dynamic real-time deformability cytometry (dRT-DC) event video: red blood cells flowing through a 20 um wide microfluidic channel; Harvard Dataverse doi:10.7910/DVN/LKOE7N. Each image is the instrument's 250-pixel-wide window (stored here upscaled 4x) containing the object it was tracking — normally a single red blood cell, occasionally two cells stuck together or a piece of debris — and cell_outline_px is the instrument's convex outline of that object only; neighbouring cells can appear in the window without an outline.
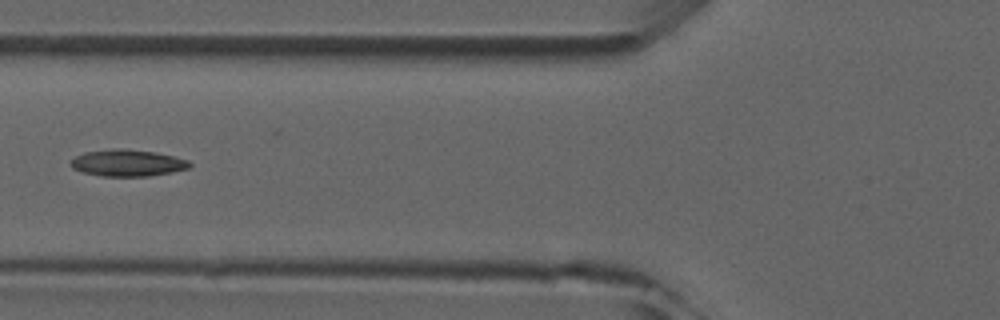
{"species": "common noctule bat (a hibernating species)", "species_latin": "Nyctalus noctula", "temperature_condition": "room temperature", "stored_images_in_passage": 6, "camera_frame_rate_fps": 3000, "um_per_image_px": 0.085, "animal": {"sex": "male", "forearm_length_mm": 52.5}, "frame": {"image": 1, "passage_image": 5, "time_ms": 4.667, "image_size_px": [1000, 320], "cell_outline_px": [[192, 164], [188, 168], [172, 172], [148, 176], [100, 176], [84, 172], [72, 168], [72, 160], [76, 156], [84, 152], [112, 148], [120, 148], [156, 152], [188, 160]], "centroid_in_image_um": [10.84, 13.84], "position_along_channel_um": 115.0, "area_um2": 18.38}}
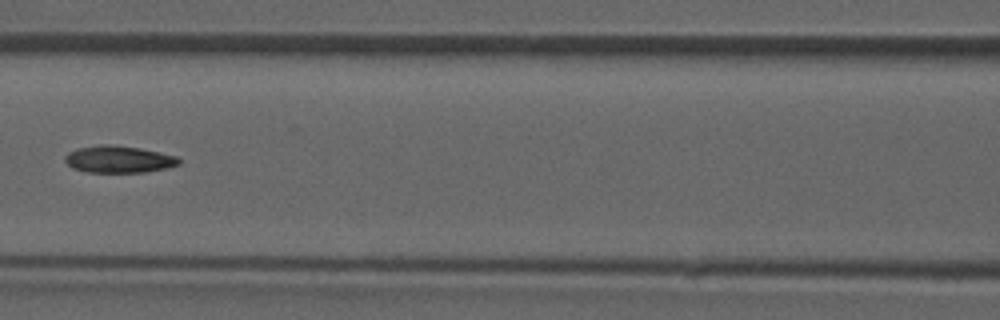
{"frame": {"image": 2, "passage_image": 6, "time_ms": 5.667, "image_size_px": [1000, 320], "cell_outline_px": [[180, 164], [168, 168], [144, 172], [88, 172], [72, 168], [64, 160], [64, 156], [68, 152], [76, 148], [104, 144], [108, 144], [140, 148], [160, 152], [176, 156], [180, 160]], "centroid_in_image_um": [10.08, 13.54], "position_along_channel_um": 156.5, "area_um2": 17.98}}